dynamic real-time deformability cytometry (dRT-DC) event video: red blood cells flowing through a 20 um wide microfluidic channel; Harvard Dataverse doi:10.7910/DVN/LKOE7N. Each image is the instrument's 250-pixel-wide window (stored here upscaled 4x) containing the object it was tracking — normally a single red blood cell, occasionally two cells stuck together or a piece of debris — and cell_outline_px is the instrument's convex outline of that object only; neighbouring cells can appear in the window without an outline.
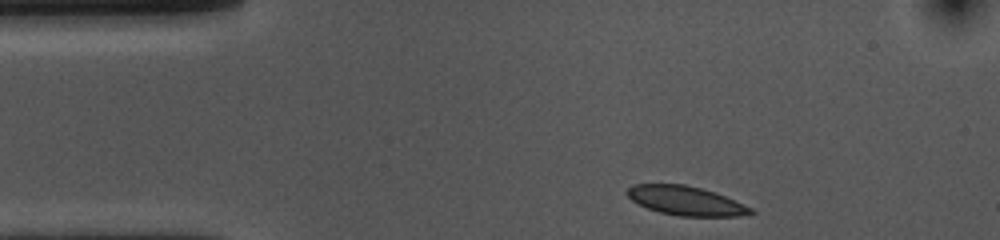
{"species": "common noctule bat (a hibernating species)", "species_latin": "Nyctalus noctula", "temperature_condition": "cold", "stored_images_in_passage": 35, "camera_frame_rate_fps": 3000, "um_per_image_px": 0.085, "animal": {"sex": "female", "body_mass_g": 10.0, "forearm_length_mm": 53.1}, "frame": {"image": 1, "passage_image": 1, "time_ms": 0.0, "image_size_px": [1000, 240], "cell_outline_px": [[756, 212], [740, 216], [680, 216], [660, 212], [648, 208], [632, 200], [624, 192], [632, 184], [684, 184], [716, 192], [752, 208]], "centroid_in_image_um": [58.29, 17.05], "position_along_channel_um": 26.7, "area_um2": 20.87}}
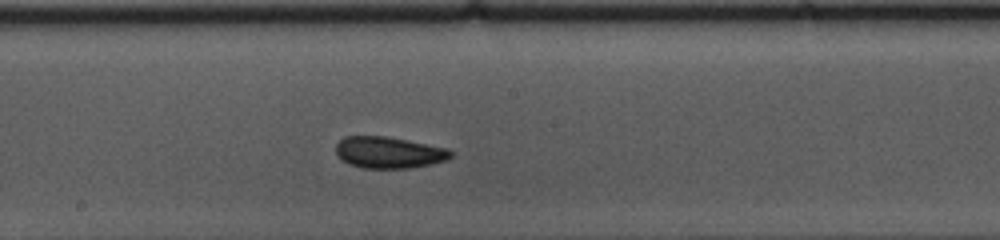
{"frame": {"image": 2, "passage_image": 20, "time_ms": 6.333, "image_size_px": [1000, 240], "cell_outline_px": [[452, 156], [448, 160], [408, 168], [360, 168], [348, 164], [336, 152], [336, 144], [344, 136], [384, 136], [448, 148], [452, 152]], "centroid_in_image_um": [33.04, 12.96], "position_along_channel_um": 215.2, "area_um2": 20.92}}
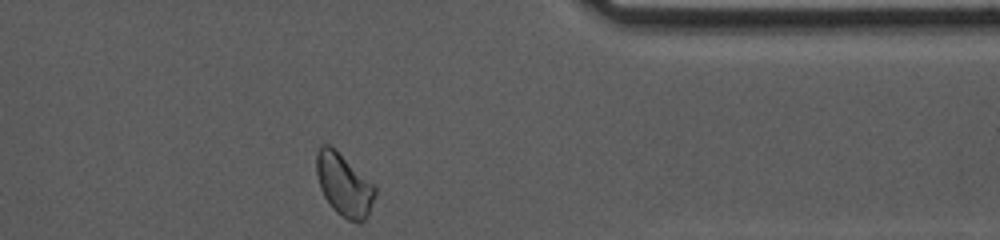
{"frame": {"image": 3, "passage_image": 35, "time_ms": 11.333, "image_size_px": [1000, 240], "cell_outline_px": [[376, 196], [368, 216], [360, 224], [356, 224], [348, 220], [336, 212], [332, 208], [324, 196], [320, 188], [316, 172], [316, 152], [320, 144], [328, 144], [336, 148], [376, 188]], "centroid_in_image_um": [29.23, 15.72], "position_along_channel_um": 382.2, "area_um2": 21.56}, "authors_computed_cell_mechanics": {"area_um2": 20.9236, "velocity_mm_per_s": 3.682, "shape_relaxation_time_tau1_ms": 6.8008, "shape_relaxation_time_tau2_ms": 4.5741, "deformation_change_tau1": 0.1084, "deformation_change_tau2": 0.05}}